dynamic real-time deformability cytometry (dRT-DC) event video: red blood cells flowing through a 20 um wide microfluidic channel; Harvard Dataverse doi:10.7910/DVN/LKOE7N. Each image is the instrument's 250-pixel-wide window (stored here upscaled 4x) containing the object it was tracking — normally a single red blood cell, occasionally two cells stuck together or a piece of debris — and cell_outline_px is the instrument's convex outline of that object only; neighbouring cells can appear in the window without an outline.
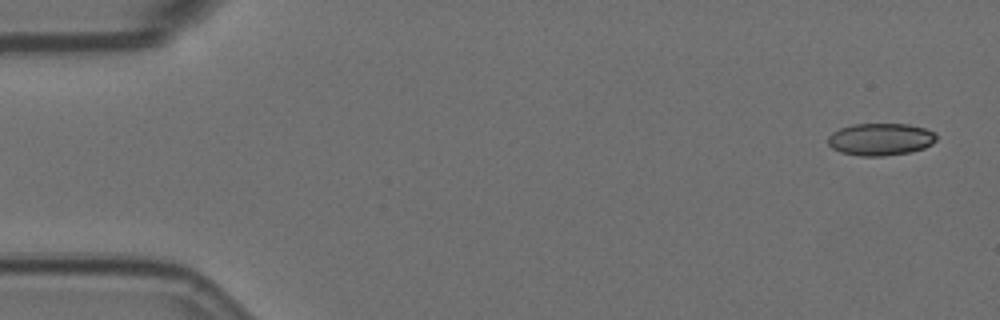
{"species": "Egyptian fruit bat (a non-hibernating species)", "species_latin": "Rousettus aegyptiacus", "temperature_condition": "room temperature", "stored_images_in_passage": 4, "camera_frame_rate_fps": 3000, "um_per_image_px": 0.085, "animal": {"sex": "female"}, "frame": {"image": 1, "passage_image": 1, "time_ms": 0.0, "image_size_px": [1000, 320], "cell_outline_px": [[936, 140], [932, 144], [924, 148], [908, 152], [884, 156], [860, 156], [840, 152], [832, 148], [828, 144], [828, 136], [832, 132], [840, 128], [852, 124], [908, 124], [924, 128], [936, 132]], "centroid_in_image_um": [74.83, 11.84], "position_along_channel_um": 10.2, "area_um2": 20.46}}
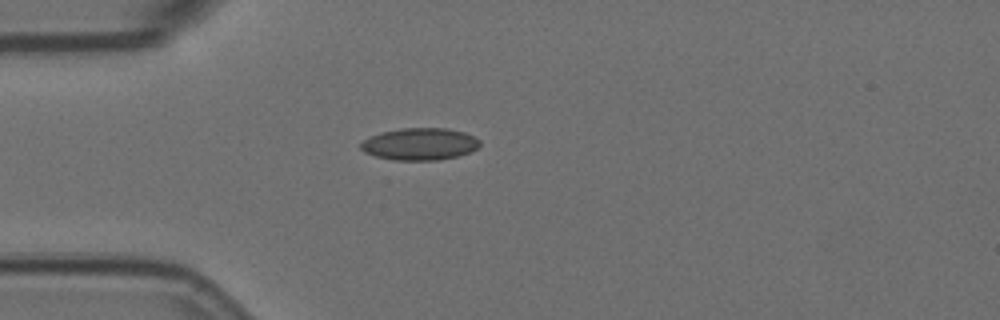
{"frame": {"image": 2, "passage_image": 4, "time_ms": 1.0, "image_size_px": [1000, 320], "cell_outline_px": [[480, 144], [476, 148], [468, 152], [456, 156], [436, 160], [392, 160], [376, 156], [364, 152], [360, 148], [360, 144], [364, 140], [380, 132], [404, 128], [444, 128], [464, 132], [480, 140]], "centroid_in_image_um": [35.65, 12.24], "position_along_channel_um": 49.3, "area_um2": 22.02}}